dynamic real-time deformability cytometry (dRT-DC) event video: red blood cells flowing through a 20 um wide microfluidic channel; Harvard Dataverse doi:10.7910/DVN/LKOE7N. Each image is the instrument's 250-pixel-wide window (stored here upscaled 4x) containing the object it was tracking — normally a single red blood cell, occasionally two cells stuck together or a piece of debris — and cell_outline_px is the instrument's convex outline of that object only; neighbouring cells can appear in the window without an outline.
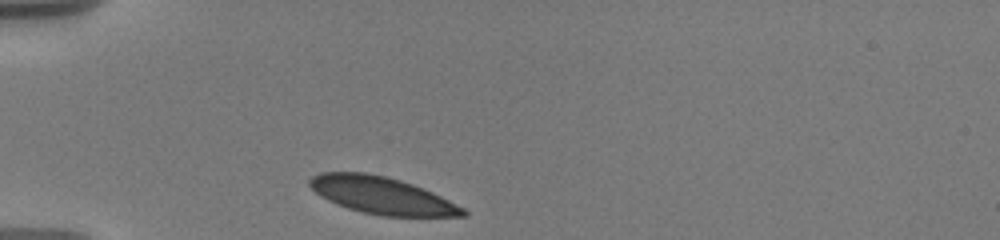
{"species": "human", "species_latin": "Homo sapiens", "temperature_condition": "warm", "stored_images_in_passage": 41, "camera_frame_rate_fps": 3000, "um_per_image_px": 0.085, "donor": {"sex": "male"}, "frame": {"image": 1, "passage_image": 1, "time_ms": 0.0, "image_size_px": [1000, 240], "cell_outline_px": [[468, 216], [384, 216], [360, 212], [336, 204], [320, 196], [308, 184], [308, 180], [312, 176], [320, 172], [364, 172], [384, 176], [400, 180], [412, 184], [432, 192], [464, 208], [468, 212]], "centroid_in_image_um": [32.43, 16.61], "position_along_channel_um": 52.6, "area_um2": 33.0}}
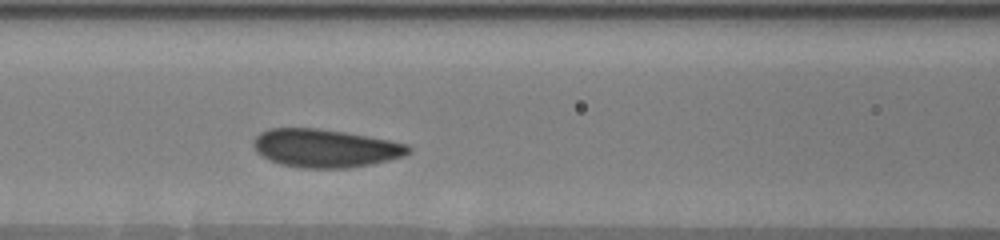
{"frame": {"image": 2, "passage_image": 24, "time_ms": 3.0, "image_size_px": [1000, 240], "cell_outline_px": [[412, 148], [404, 156], [372, 164], [348, 168], [304, 168], [280, 164], [268, 160], [256, 152], [252, 144], [252, 140], [260, 132], [268, 128], [320, 128], [344, 132], [388, 140], [408, 144]], "centroid_in_image_um": [27.6, 12.59], "position_along_channel_um": 139.0, "area_um2": 34.62}}
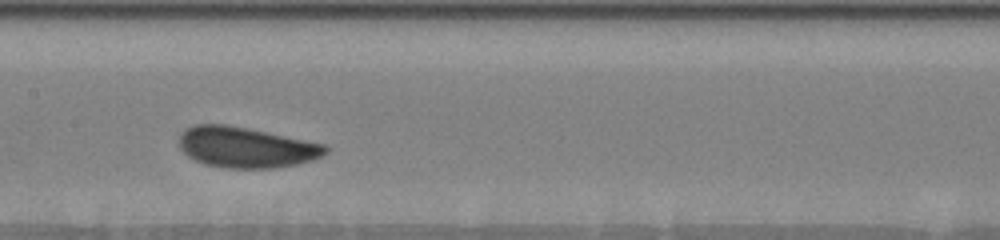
{"frame": {"image": 3, "passage_image": 34, "time_ms": 4.333, "image_size_px": [1000, 240], "cell_outline_px": [[328, 152], [324, 156], [312, 160], [296, 164], [276, 168], [224, 168], [204, 164], [188, 156], [180, 148], [180, 132], [184, 128], [192, 124], [228, 124], [268, 132], [324, 144], [328, 148]], "centroid_in_image_um": [20.9, 12.51], "position_along_channel_um": 186.5, "area_um2": 34.91}}